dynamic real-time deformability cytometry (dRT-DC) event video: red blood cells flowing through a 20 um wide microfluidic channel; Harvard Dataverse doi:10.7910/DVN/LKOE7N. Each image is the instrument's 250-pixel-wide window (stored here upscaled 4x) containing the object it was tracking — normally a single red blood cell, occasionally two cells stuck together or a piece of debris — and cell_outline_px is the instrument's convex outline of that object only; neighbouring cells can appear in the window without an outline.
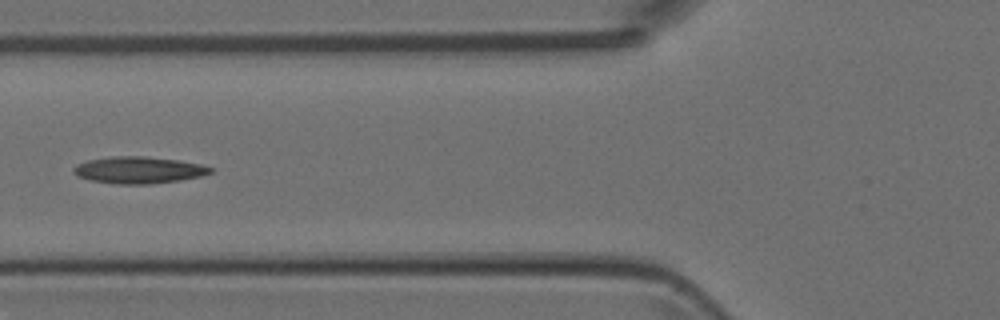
{"species": "Egyptian fruit bat (a non-hibernating species)", "species_latin": "Rousettus aegyptiacus", "temperature_condition": "room temperature", "stored_images_in_passage": 6, "camera_frame_rate_fps": 3000, "um_per_image_px": 0.085, "animal": {"sex": "female"}, "frame": {"image": 1, "passage_image": 4, "time_ms": 3.667, "image_size_px": [1000, 320], "cell_outline_px": [[212, 172], [200, 176], [180, 180], [148, 184], [116, 184], [92, 180], [76, 176], [72, 172], [76, 164], [88, 160], [112, 156], [144, 156], [180, 160], [200, 164], [212, 168]], "centroid_in_image_um": [11.76, 14.45], "position_along_channel_um": 114.0, "area_um2": 21.33}}
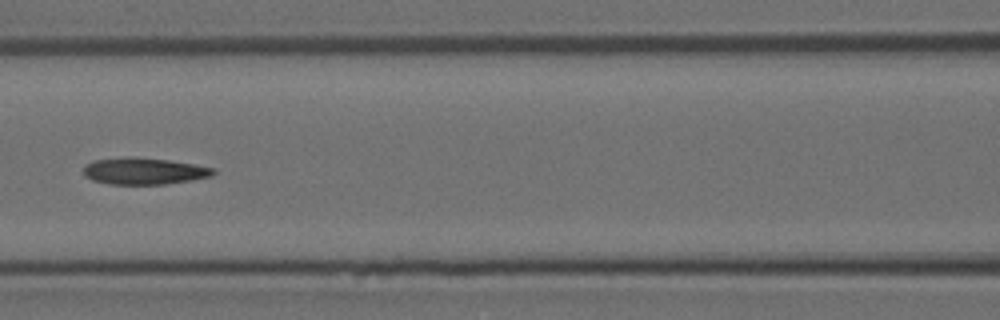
{"frame": {"image": 2, "passage_image": 5, "time_ms": 4.667, "image_size_px": [1000, 320], "cell_outline_px": [[216, 172], [212, 176], [192, 180], [164, 184], [108, 184], [92, 180], [84, 176], [84, 164], [92, 160], [128, 156], [136, 156], [168, 160], [216, 168]], "centroid_in_image_um": [12.21, 14.53], "position_along_channel_um": 154.4, "area_um2": 20.46}}
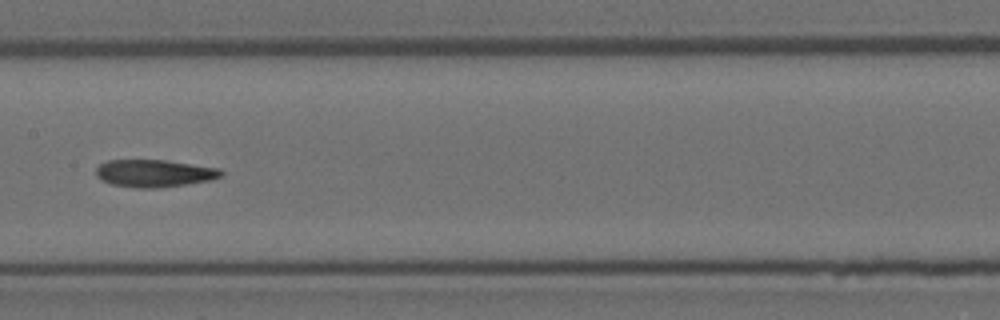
{"frame": {"image": 3, "passage_image": 6, "time_ms": 5.667, "image_size_px": [1000, 320], "cell_outline_px": [[224, 172], [220, 176], [212, 180], [160, 188], [136, 188], [112, 184], [96, 176], [96, 168], [100, 164], [108, 160], [164, 160], [220, 168]], "centroid_in_image_um": [13.13, 14.73], "position_along_channel_um": 194.3, "area_um2": 19.94}}